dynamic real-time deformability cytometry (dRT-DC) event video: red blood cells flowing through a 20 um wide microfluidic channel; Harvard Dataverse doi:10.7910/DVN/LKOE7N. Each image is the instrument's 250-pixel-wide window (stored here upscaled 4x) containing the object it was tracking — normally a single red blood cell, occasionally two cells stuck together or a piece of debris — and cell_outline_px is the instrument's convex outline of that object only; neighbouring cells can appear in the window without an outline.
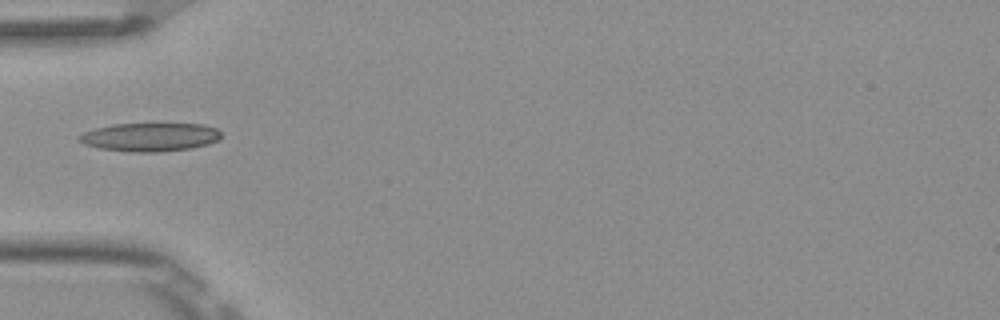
{"species": "Egyptian fruit bat (a non-hibernating species)", "species_latin": "Rousettus aegyptiacus", "temperature_condition": "room temperature", "stored_images_in_passage": 8, "camera_frame_rate_fps": 3000, "um_per_image_px": 0.085, "frame": {"image": 1, "passage_image": 6, "time_ms": 1.667, "image_size_px": [1000, 320], "cell_outline_px": [[220, 136], [216, 140], [208, 144], [192, 148], [160, 152], [128, 152], [100, 148], [84, 144], [76, 136], [84, 132], [96, 128], [112, 124], [204, 124], [216, 128], [220, 132]], "centroid_in_image_um": [12.73, 11.65], "position_along_channel_um": 72.3, "area_um2": 23.52}}
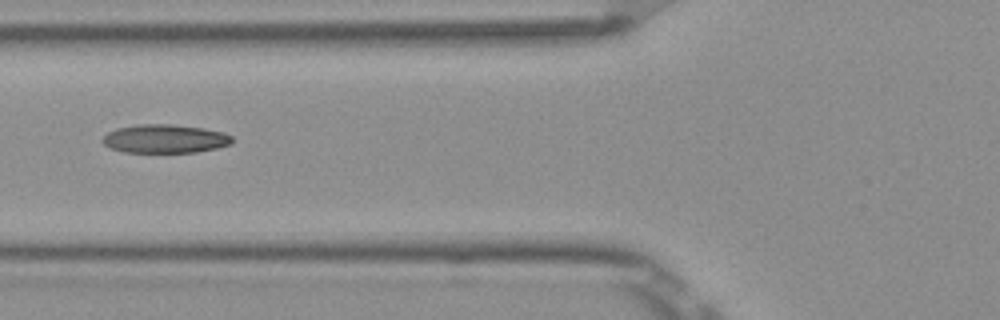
{"frame": {"image": 2, "passage_image": 7, "time_ms": 2.0, "image_size_px": [1000, 320], "cell_outline_px": [[232, 144], [216, 148], [196, 152], [124, 152], [108, 148], [100, 140], [108, 132], [116, 128], [136, 124], [172, 124], [204, 128], [224, 132], [232, 136]], "centroid_in_image_um": [14.0, 11.79], "position_along_channel_um": 111.8, "area_um2": 21.79}}
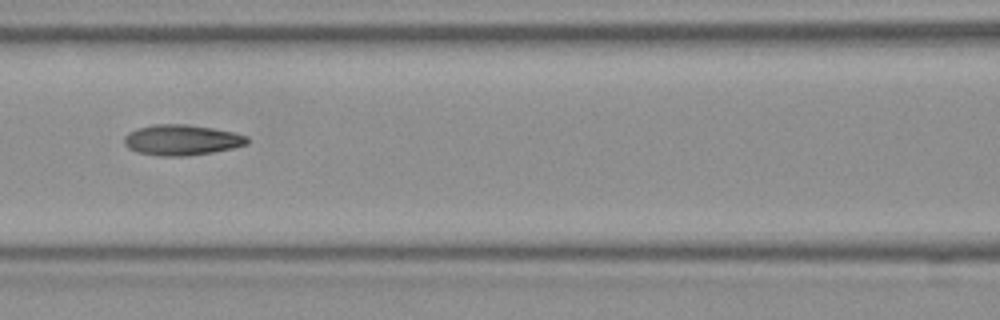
{"frame": {"image": 3, "passage_image": 8, "time_ms": 2.333, "image_size_px": [1000, 320], "cell_outline_px": [[248, 144], [232, 148], [212, 152], [188, 156], [160, 156], [136, 152], [128, 148], [124, 144], [124, 136], [128, 132], [136, 128], [152, 124], [188, 124], [212, 128], [232, 132], [248, 136]], "centroid_in_image_um": [15.4, 11.89], "position_along_channel_um": 151.2, "area_um2": 22.08}}